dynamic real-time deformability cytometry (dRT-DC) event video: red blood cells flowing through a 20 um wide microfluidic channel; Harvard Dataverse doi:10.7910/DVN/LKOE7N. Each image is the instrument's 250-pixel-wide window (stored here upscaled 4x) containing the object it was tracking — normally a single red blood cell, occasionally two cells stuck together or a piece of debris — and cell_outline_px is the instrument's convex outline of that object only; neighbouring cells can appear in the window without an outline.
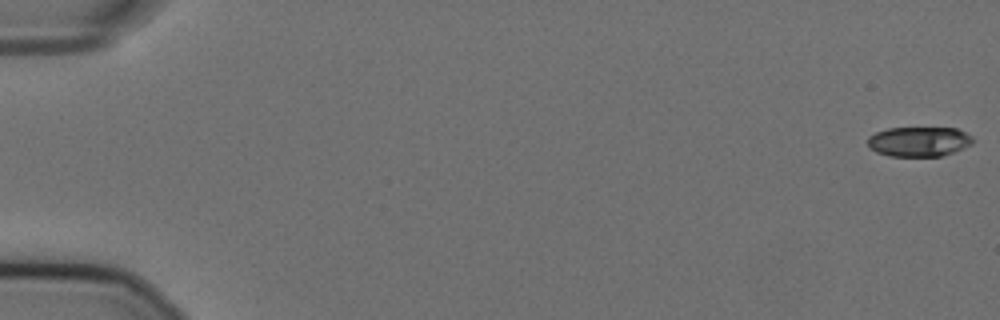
{"species": "Egyptian fruit bat (a non-hibernating species)", "species_latin": "Rousettus aegyptiacus", "temperature_condition": "cold", "stored_images_in_passage": 57, "camera_frame_rate_fps": 3000, "um_per_image_px": 0.085, "animal": {"sex": "female"}, "frame": {"image": 1, "passage_image": 1, "time_ms": 0.0, "image_size_px": [1000, 320], "cell_outline_px": [[976, 140], [972, 144], [964, 148], [940, 156], [888, 156], [876, 152], [868, 148], [868, 136], [876, 132], [888, 128], [956, 128], [972, 136]], "centroid_in_image_um": [78.1, 12.03], "position_along_channel_um": 6.9, "area_um2": 18.38}}
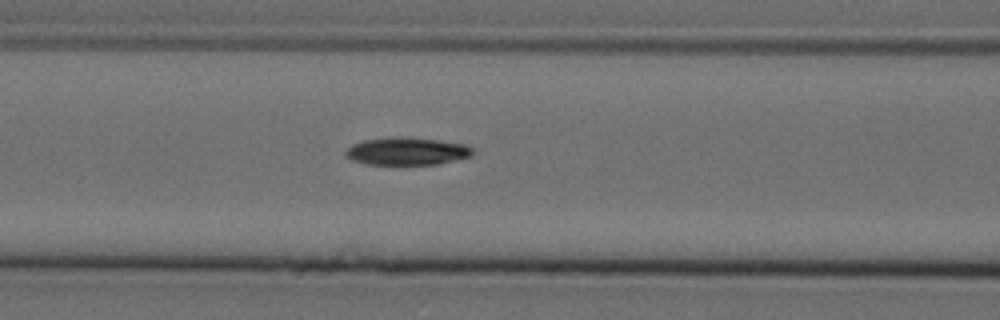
{"frame": {"image": 2, "passage_image": 25, "time_ms": 8.0, "image_size_px": [1000, 320], "cell_outline_px": [[476, 152], [472, 156], [436, 164], [368, 164], [352, 160], [344, 156], [344, 152], [352, 144], [364, 140], [400, 136], [404, 136], [468, 144]], "centroid_in_image_um": [34.6, 12.84], "position_along_channel_um": 132.0, "area_um2": 20.52}}
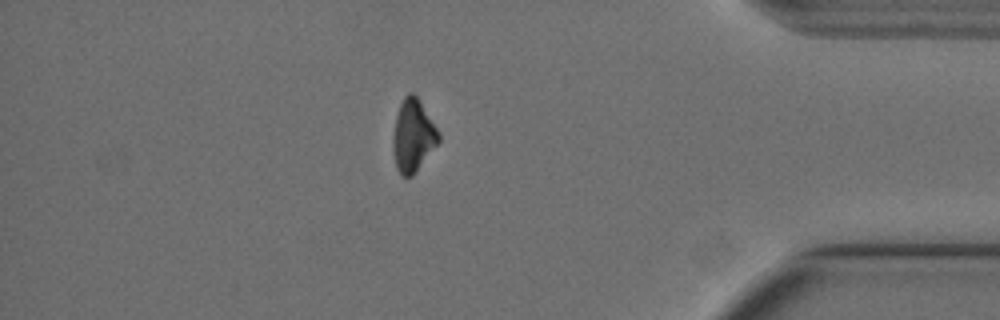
{"frame": {"image": 3, "passage_image": 50, "time_ms": 16.333, "image_size_px": [1000, 320], "cell_outline_px": [[440, 140], [412, 176], [400, 176], [396, 168], [392, 148], [392, 140], [396, 116], [400, 104], [404, 96], [408, 92], [412, 92], [416, 96], [436, 128], [440, 136]], "centroid_in_image_um": [35.07, 11.55], "position_along_channel_um": 400.1, "area_um2": 18.9}, "authors_computed_cell_mechanics": {"area_um2": 20.2878, "velocity_mm_per_s": 3.5865, "shape_relaxation_time_tau1_ms": 4.7334, "shape_relaxation_time_tau2_ms": null, "deformation_change_tau1": 0.1456, "deformation_change_tau2": null}}